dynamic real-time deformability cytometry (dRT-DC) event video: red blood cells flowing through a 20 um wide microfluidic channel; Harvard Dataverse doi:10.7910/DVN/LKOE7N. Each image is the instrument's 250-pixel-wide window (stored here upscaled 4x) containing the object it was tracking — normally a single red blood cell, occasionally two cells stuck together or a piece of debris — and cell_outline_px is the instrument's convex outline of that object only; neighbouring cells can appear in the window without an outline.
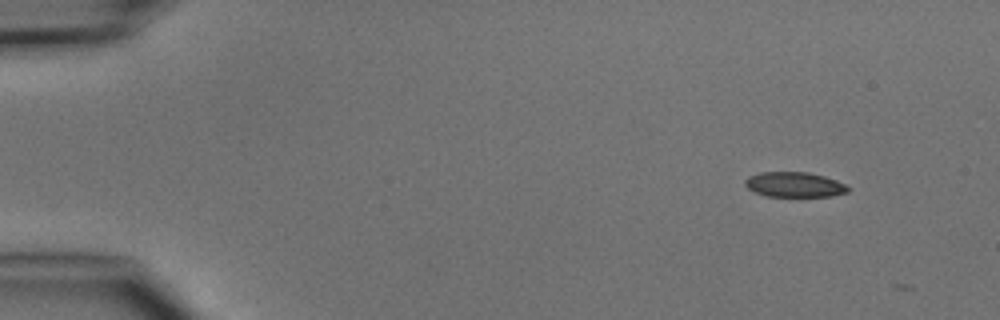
{"species": "common noctule bat (a hibernating species)", "species_latin": "Nyctalus noctula", "temperature_condition": "cold", "stored_images_in_passage": 3, "camera_frame_rate_fps": 3000, "um_per_image_px": 0.085, "animal": {"sex": "male", "body_mass_g": 15.6}, "frame": {"image": 1, "passage_image": 1, "time_ms": 0.0, "image_size_px": [1000, 320], "cell_outline_px": [[852, 188], [848, 192], [832, 196], [768, 196], [756, 192], [748, 188], [744, 184], [744, 180], [748, 176], [760, 172], [808, 172], [824, 176], [836, 180]], "centroid_in_image_um": [67.54, 15.68], "position_along_channel_um": 17.5, "area_um2": 15.03}}